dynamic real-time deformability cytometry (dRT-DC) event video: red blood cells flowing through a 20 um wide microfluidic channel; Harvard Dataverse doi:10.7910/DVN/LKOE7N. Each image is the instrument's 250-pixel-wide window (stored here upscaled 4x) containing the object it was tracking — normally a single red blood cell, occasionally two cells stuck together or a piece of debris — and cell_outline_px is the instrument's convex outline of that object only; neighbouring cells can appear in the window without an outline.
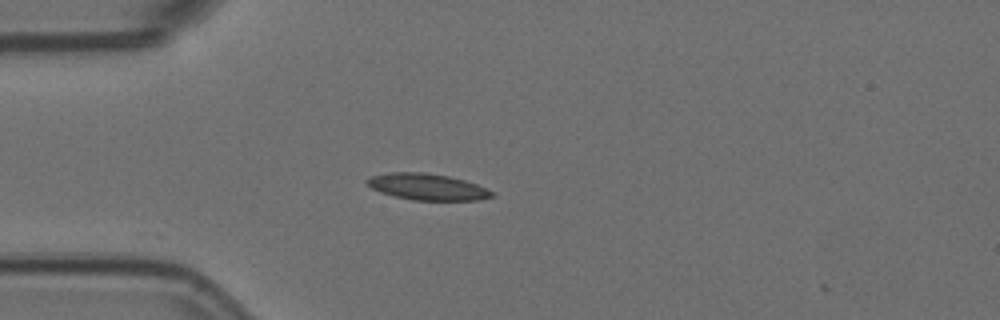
{"species": "Egyptian fruit bat (a non-hibernating species)", "species_latin": "Rousettus aegyptiacus", "temperature_condition": "room temperature", "stored_images_in_passage": 41, "camera_frame_rate_fps": 3000, "um_per_image_px": 0.085, "animal": {"sex": "female"}, "frame": {"image": 1, "passage_image": 1, "time_ms": 0.0, "image_size_px": [1000, 320], "cell_outline_px": [[496, 196], [476, 200], [412, 200], [380, 192], [372, 188], [364, 180], [372, 176], [388, 172], [424, 172], [448, 176], [464, 180], [476, 184], [492, 192]], "centroid_in_image_um": [36.3, 15.87], "position_along_channel_um": 48.7, "area_um2": 19.02}}
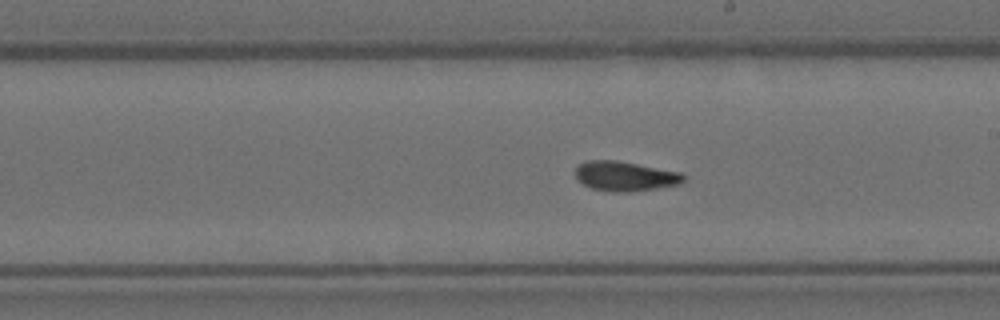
{"frame": {"image": 2, "passage_image": 18, "time_ms": 5.667, "image_size_px": [1000, 320], "cell_outline_px": [[684, 180], [680, 184], [656, 188], [628, 192], [612, 192], [592, 188], [584, 184], [576, 176], [576, 168], [580, 164], [588, 160], [616, 160], [680, 172], [684, 176]], "centroid_in_image_um": [53.13, 14.97], "position_along_channel_um": 235.9, "area_um2": 18.44}}
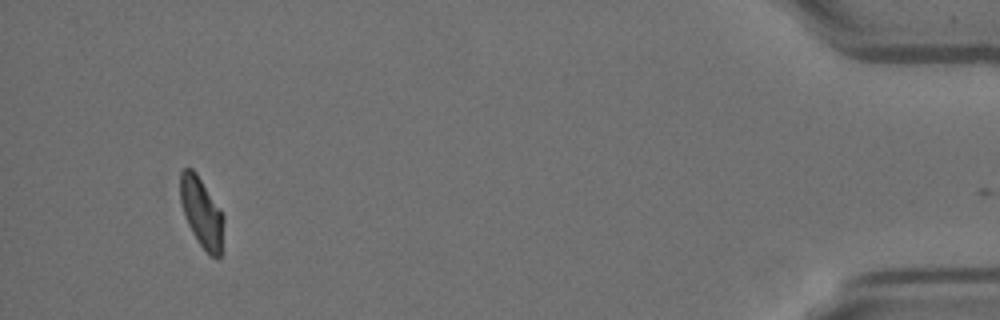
{"frame": {"image": 3, "passage_image": 40, "time_ms": 13.0, "image_size_px": [1000, 320], "cell_outline_px": [[224, 220], [220, 256], [212, 256], [200, 244], [192, 232], [184, 216], [180, 200], [180, 172], [184, 168], [192, 168], [196, 172], [224, 216]], "centroid_in_image_um": [17.11, 18.02], "position_along_channel_um": 418.1, "area_um2": 17.28}, "authors_computed_cell_mechanics": {"area_um2": 18.3226, "velocity_mm_per_s": 3.5111, "shape_relaxation_time_tau1_ms": 5.7538, "shape_relaxation_time_tau2_ms": 2.3306, "deformation_change_tau1": 0.1594, "deformation_change_tau2": 0.0584}}